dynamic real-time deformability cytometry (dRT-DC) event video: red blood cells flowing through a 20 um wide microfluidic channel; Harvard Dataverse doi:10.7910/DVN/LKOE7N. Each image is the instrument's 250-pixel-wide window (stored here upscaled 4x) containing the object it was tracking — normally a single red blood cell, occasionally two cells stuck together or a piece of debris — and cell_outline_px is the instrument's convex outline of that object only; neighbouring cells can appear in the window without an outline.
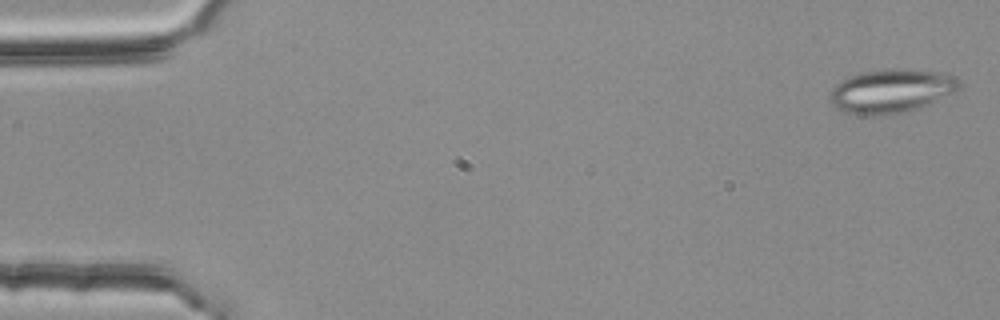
{"species": "common noctule bat (a hibernating species)", "species_latin": "Nyctalus noctula", "temperature_condition": "room temperature", "stored_images_in_passage": 55, "segment_of_instrument_passage": [1, 2], "camera_frame_rate_fps": 3000, "um_per_image_px": 0.085, "animal": {"sex": "female", "body_mass_g": 25.1}, "frame": {"image": 1, "passage_image": 2, "time_ms": 0.333, "image_size_px": [1000, 320], "cell_outline_px": [[960, 88], [952, 92], [916, 108], [904, 112], [876, 116], [860, 116], [840, 112], [828, 100], [828, 96], [832, 88], [836, 84], [848, 76], [860, 72], [888, 68], [904, 68], [936, 72], [952, 76], [960, 80]], "centroid_in_image_um": [75.63, 7.74], "position_along_channel_um": 9.4, "area_um2": 33.12}}